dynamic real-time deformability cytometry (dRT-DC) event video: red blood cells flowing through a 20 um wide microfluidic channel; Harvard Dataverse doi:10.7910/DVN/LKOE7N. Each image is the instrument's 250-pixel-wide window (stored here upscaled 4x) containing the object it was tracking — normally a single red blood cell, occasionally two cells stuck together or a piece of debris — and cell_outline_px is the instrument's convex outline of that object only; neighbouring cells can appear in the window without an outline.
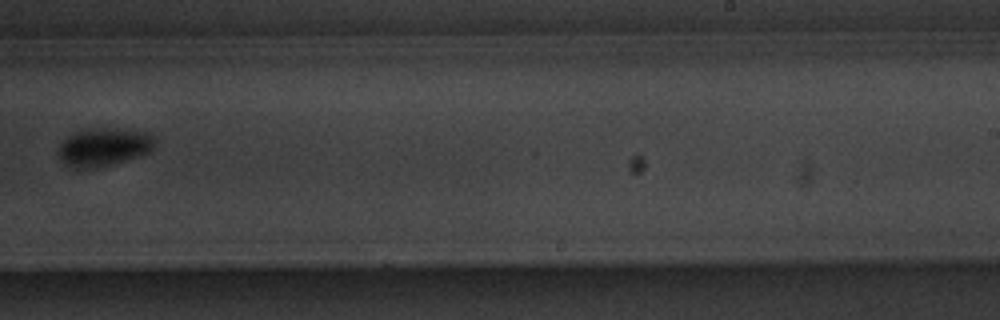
{"species": "common noctule bat (a hibernating species)", "species_latin": "Nyctalus noctula", "temperature_condition": "warm", "stored_images_in_passage": 11, "camera_frame_rate_fps": 3000, "um_per_image_px": 0.085, "animal": {"sex": "male", "body_mass_g": 20.1, "forearm_length_mm": 53.5}, "frame": {"image": 1, "passage_image": 11, "time_ms": 12.667, "image_size_px": [1000, 320], "cell_outline_px": [[152, 148], [148, 152], [100, 168], [72, 168], [64, 164], [56, 152], [60, 144], [72, 132], [88, 128], [116, 128], [144, 132], [152, 140]], "centroid_in_image_um": [8.69, 12.5], "position_along_channel_um": 280.3, "area_um2": 21.21}}